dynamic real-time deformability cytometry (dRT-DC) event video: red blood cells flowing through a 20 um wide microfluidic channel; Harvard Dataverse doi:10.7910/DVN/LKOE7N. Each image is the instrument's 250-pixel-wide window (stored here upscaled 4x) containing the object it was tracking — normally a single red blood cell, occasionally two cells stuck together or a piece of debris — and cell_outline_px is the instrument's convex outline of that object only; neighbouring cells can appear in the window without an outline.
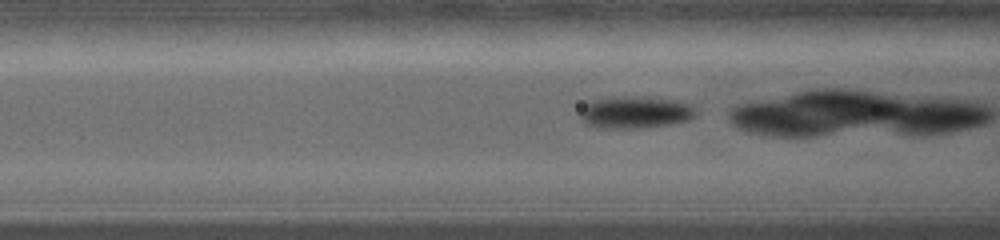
{"species": "common noctule bat (a hibernating species)", "species_latin": "Nyctalus noctula", "temperature_condition": "warm", "stored_images_in_passage": 28, "camera_frame_rate_fps": 5000, "um_per_image_px": 0.085, "animal": {"sex": "female", "body_mass_g": 19.0, "forearm_length_mm": 56.7}, "frame": {"image": 1, "passage_image": 5, "time_ms": 1.2, "image_size_px": [1000, 240], "cell_outline_px": [[696, 116], [688, 120], [668, 124], [636, 128], [604, 128], [588, 124], [580, 116], [580, 108], [592, 100], [612, 96], [648, 96], [676, 100], [692, 104], [696, 108]], "centroid_in_image_um": [54.03, 9.51], "position_along_channel_um": 112.6, "area_um2": 21.85}}